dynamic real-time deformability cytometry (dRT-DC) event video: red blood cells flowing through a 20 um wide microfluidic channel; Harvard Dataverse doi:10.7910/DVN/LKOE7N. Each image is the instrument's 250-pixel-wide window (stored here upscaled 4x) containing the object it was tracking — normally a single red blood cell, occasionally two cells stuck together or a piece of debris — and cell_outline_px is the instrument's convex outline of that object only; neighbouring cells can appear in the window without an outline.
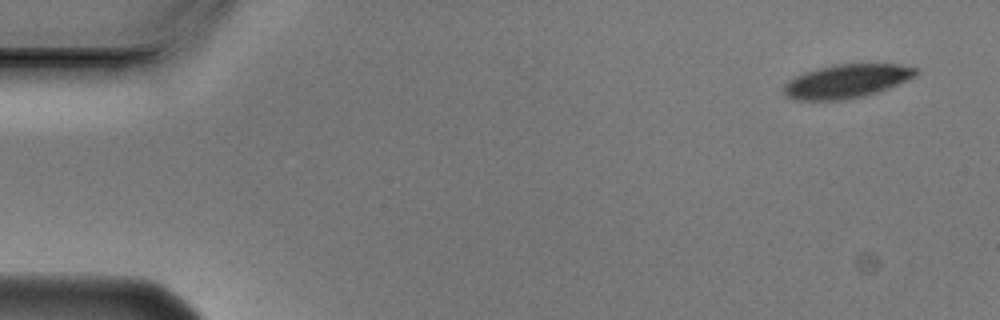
{"species": "Egyptian fruit bat (a non-hibernating species)", "species_latin": "Rousettus aegyptiacus", "temperature_condition": "cold", "stored_images_in_passage": 4, "camera_frame_rate_fps": 3000, "um_per_image_px": 0.085, "animal": {"sex": "male"}, "frame": {"image": 1, "passage_image": 1, "time_ms": 0.0, "image_size_px": [1000, 320], "cell_outline_px": [[916, 76], [876, 92], [860, 96], [840, 100], [796, 100], [788, 96], [784, 92], [784, 84], [788, 80], [804, 72], [816, 68], [832, 64], [900, 64], [916, 68]], "centroid_in_image_um": [71.91, 6.88], "position_along_channel_um": 13.1, "area_um2": 25.55}}